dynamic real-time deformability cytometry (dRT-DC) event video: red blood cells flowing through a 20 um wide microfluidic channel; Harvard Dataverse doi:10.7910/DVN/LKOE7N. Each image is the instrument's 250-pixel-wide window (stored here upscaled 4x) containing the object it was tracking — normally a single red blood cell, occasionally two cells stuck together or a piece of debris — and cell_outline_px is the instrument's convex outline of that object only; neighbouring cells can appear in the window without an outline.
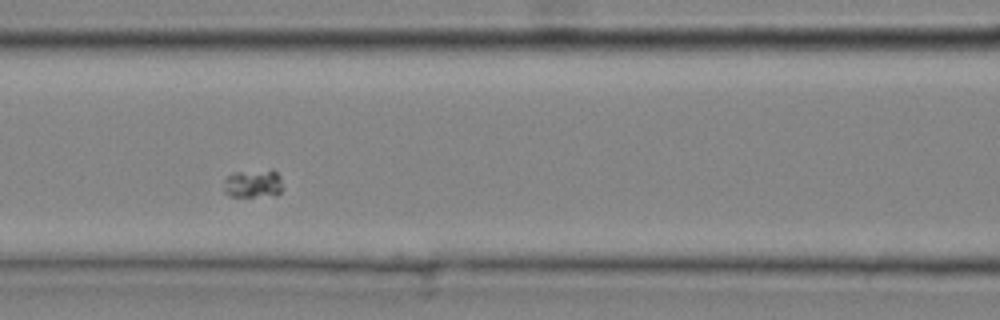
{"species": "common noctule bat (a hibernating species)", "species_latin": "Nyctalus noctula", "temperature_condition": "cold", "stored_images_in_passage": 35, "camera_frame_rate_fps": 3000, "um_per_image_px": 0.085, "animal": {"sex": "male", "body_mass_g": 20.4}, "frame": {"image": 1, "passage_image": 12, "time_ms": 3.667, "image_size_px": [1000, 320], "cell_outline_px": [[284, 188], [276, 196], [232, 196], [224, 192], [224, 180], [228, 176], [236, 172], [272, 168], [280, 176]], "centroid_in_image_um": [21.58, 15.59], "position_along_channel_um": 145.0, "area_um2": 10.0}}
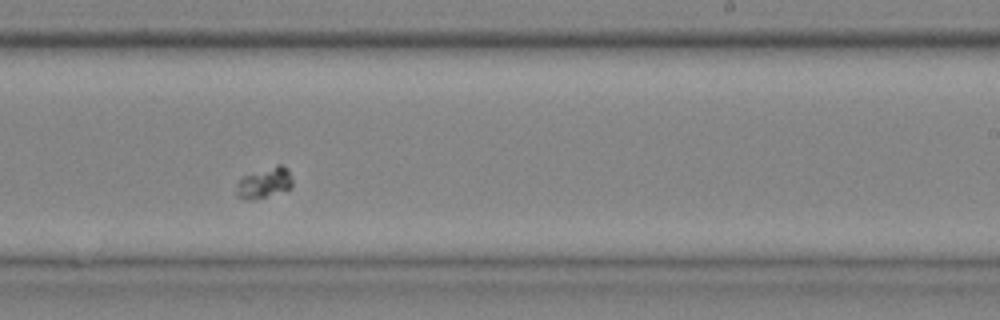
{"frame": {"image": 2, "passage_image": 20, "time_ms": 6.333, "image_size_px": [1000, 320], "cell_outline_px": [[292, 188], [252, 200], [244, 200], [236, 196], [236, 184], [244, 176], [276, 164], [280, 164], [288, 168], [292, 180]], "centroid_in_image_um": [22.46, 15.54], "position_along_channel_um": 266.5, "area_um2": 10.0}}
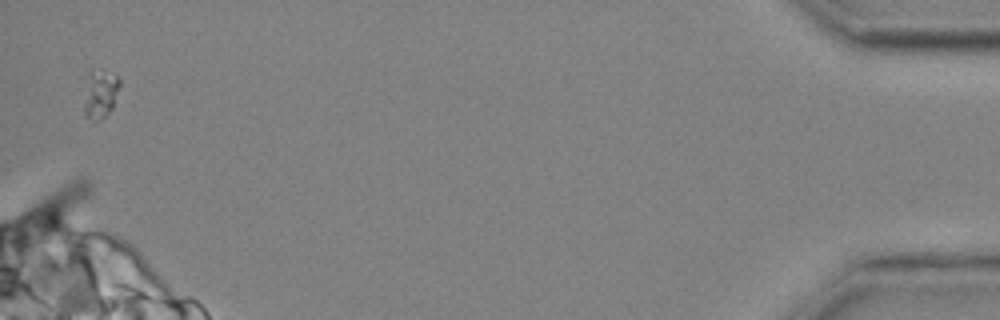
{"frame": {"image": 3, "passage_image": 35, "time_ms": 11.333, "image_size_px": [1000, 320], "cell_outline_px": [[120, 84], [112, 108], [100, 120], [96, 120], [84, 116], [84, 104], [88, 72], [100, 68], [104, 68], [116, 76], [120, 80]], "centroid_in_image_um": [8.52, 7.93], "position_along_channel_um": 426.7, "area_um2": 10.06}}